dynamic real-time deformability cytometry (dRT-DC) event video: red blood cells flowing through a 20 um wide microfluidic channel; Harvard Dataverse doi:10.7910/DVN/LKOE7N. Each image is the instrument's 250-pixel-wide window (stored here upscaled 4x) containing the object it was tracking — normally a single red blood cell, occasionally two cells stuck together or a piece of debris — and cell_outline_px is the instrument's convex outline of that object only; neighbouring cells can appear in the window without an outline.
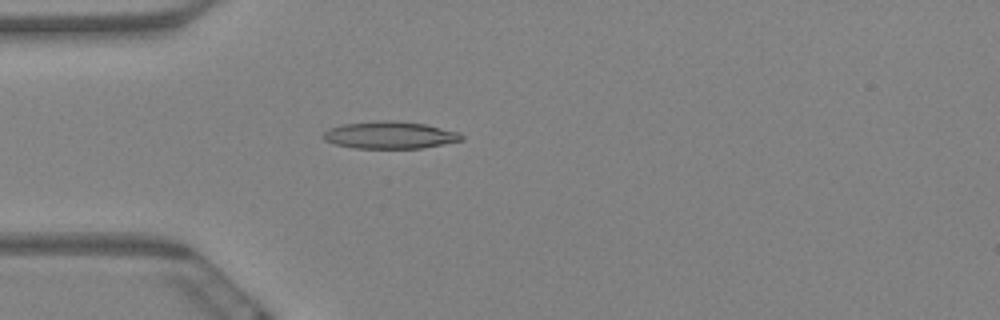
{"species": "Egyptian fruit bat (a non-hibernating species)", "species_latin": "Rousettus aegyptiacus", "temperature_condition": "warm", "stored_images_in_passage": 5, "camera_frame_rate_fps": 3000, "um_per_image_px": 0.085, "animal": {"sex": "female"}, "frame": {"image": 1, "passage_image": 4, "time_ms": 1.0, "image_size_px": [1000, 320], "cell_outline_px": [[464, 140], [424, 148], [352, 148], [336, 144], [324, 140], [324, 132], [332, 128], [344, 124], [392, 120], [424, 124], [460, 132], [464, 136]], "centroid_in_image_um": [33.21, 11.49], "position_along_channel_um": 51.8, "area_um2": 21.68}}